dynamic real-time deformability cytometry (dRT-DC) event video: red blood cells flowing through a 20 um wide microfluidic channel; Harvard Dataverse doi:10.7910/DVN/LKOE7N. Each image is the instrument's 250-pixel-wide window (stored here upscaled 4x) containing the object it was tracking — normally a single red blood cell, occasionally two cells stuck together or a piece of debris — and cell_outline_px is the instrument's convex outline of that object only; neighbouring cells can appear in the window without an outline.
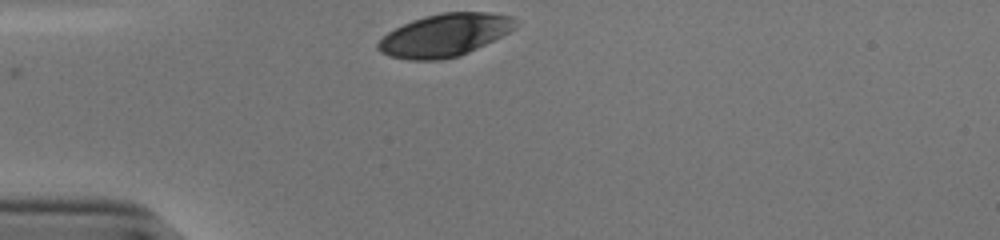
{"species": "human", "species_latin": "Homo sapiens", "temperature_condition": "cold", "stored_images_in_passage": 12, "camera_frame_rate_fps": 3000, "um_per_image_px": 0.085, "donor": {"sex": "male"}, "frame": {"image": 1, "passage_image": 1, "time_ms": 0.0, "image_size_px": [1000, 240], "cell_outline_px": [[516, 28], [460, 56], [440, 60], [408, 60], [388, 56], [380, 52], [376, 48], [376, 44], [388, 32], [412, 20], [424, 16], [444, 12], [488, 12], [512, 16]], "centroid_in_image_um": [37.75, 2.99], "position_along_channel_um": 47.3, "area_um2": 33.93}}
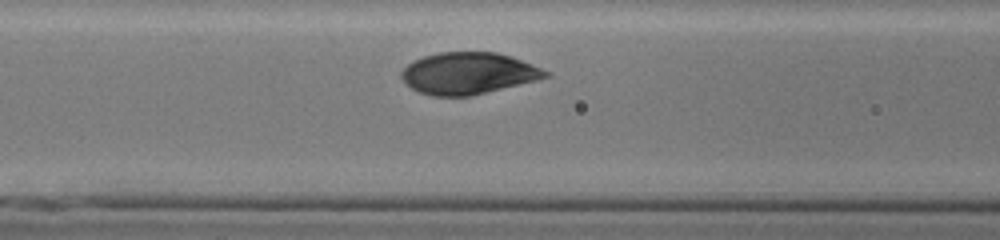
{"frame": {"image": 2, "passage_image": 9, "time_ms": 2.667, "image_size_px": [1000, 240], "cell_outline_px": [[552, 76], [472, 96], [432, 96], [420, 92], [412, 88], [400, 76], [400, 72], [412, 60], [424, 56], [440, 52], [496, 52], [512, 56], [552, 72]], "centroid_in_image_um": [39.83, 6.22], "position_along_channel_um": 126.8, "area_um2": 35.14}}
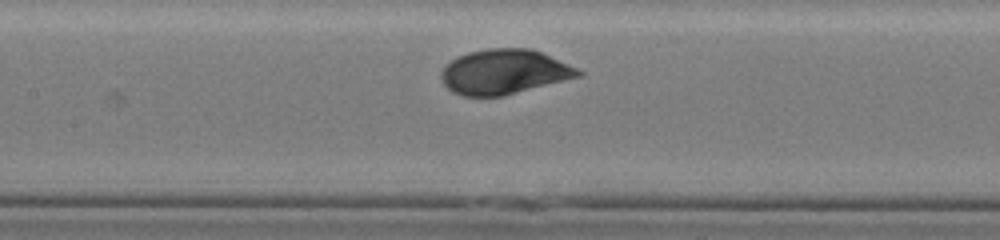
{"frame": {"image": 3, "passage_image": 12, "time_ms": 3.667, "image_size_px": [1000, 240], "cell_outline_px": [[584, 72], [580, 76], [504, 96], [464, 96], [452, 92], [440, 80], [440, 72], [444, 64], [468, 52], [488, 48], [532, 48], [576, 68]], "centroid_in_image_um": [42.8, 6.11], "position_along_channel_um": 164.6, "area_um2": 35.72}}